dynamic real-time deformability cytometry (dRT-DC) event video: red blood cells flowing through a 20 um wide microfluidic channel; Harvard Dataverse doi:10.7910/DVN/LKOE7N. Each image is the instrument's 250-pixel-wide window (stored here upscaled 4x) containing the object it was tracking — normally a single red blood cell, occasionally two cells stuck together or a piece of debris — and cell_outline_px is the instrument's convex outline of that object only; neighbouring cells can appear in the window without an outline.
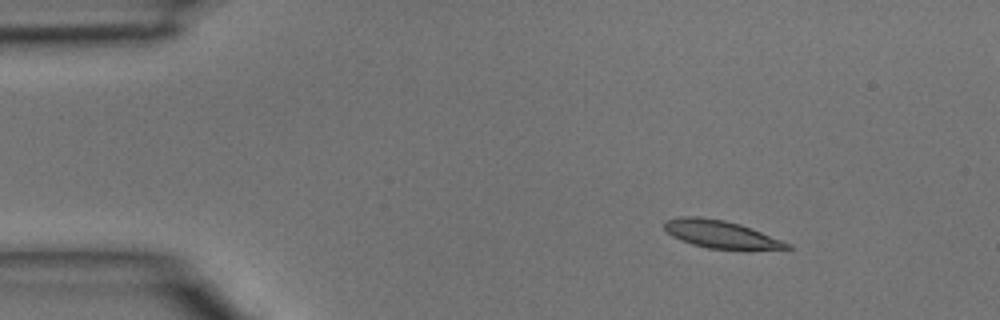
{"species": "common noctule bat (a hibernating species)", "species_latin": "Nyctalus noctula", "temperature_condition": "room temperature", "stored_images_in_passage": 5, "camera_frame_rate_fps": 3000, "um_per_image_px": 0.085, "animal": {"sex": "male", "body_mass_g": 15.6}, "frame": {"image": 1, "passage_image": 2, "time_ms": 0.333, "image_size_px": [1000, 320], "cell_outline_px": [[792, 248], [708, 248], [692, 244], [680, 240], [672, 236], [664, 228], [664, 220], [680, 216], [700, 216], [724, 220], [740, 224], [752, 228], [792, 244]], "centroid_in_image_um": [61.2, 19.87], "position_along_channel_um": 23.8, "area_um2": 19.42}}
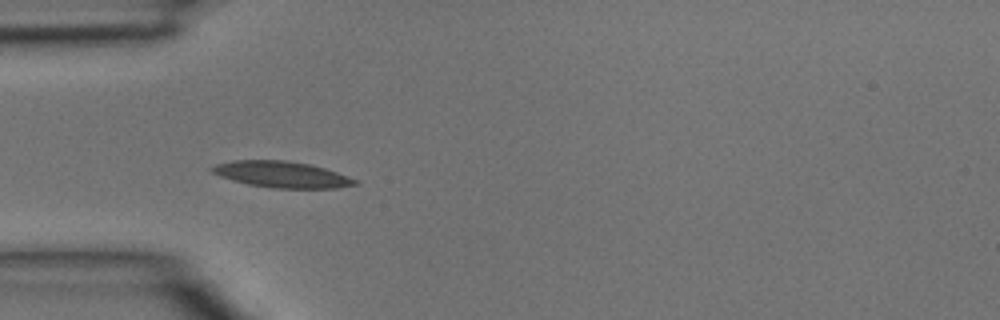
{"frame": {"image": 2, "passage_image": 4, "time_ms": 1.0, "image_size_px": [1000, 320], "cell_outline_px": [[360, 184], [336, 188], [272, 188], [248, 184], [232, 180], [220, 176], [212, 172], [208, 168], [216, 164], [232, 160], [284, 160], [308, 164], [324, 168], [360, 180]], "centroid_in_image_um": [23.95, 14.83], "position_along_channel_um": 61.0, "area_um2": 21.91}}
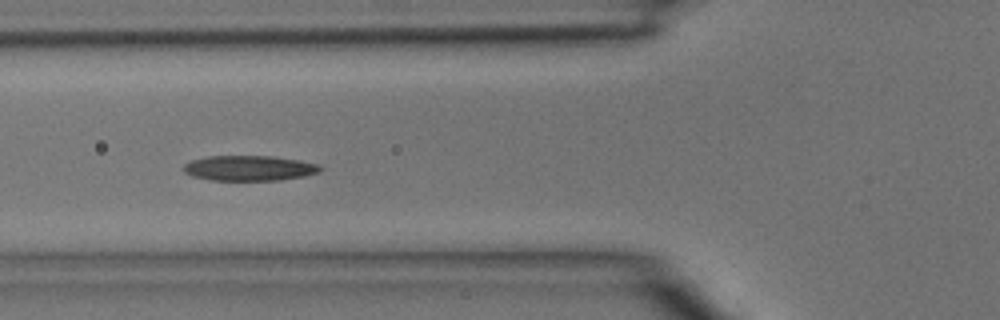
{"frame": {"image": 3, "passage_image": 5, "time_ms": 1.333, "image_size_px": [1000, 320], "cell_outline_px": [[324, 168], [320, 172], [304, 176], [280, 180], [212, 180], [192, 176], [184, 172], [180, 168], [184, 164], [192, 160], [208, 156], [272, 156], [320, 164]], "centroid_in_image_um": [21.18, 14.29], "position_along_channel_um": 104.6, "area_um2": 20.17}}